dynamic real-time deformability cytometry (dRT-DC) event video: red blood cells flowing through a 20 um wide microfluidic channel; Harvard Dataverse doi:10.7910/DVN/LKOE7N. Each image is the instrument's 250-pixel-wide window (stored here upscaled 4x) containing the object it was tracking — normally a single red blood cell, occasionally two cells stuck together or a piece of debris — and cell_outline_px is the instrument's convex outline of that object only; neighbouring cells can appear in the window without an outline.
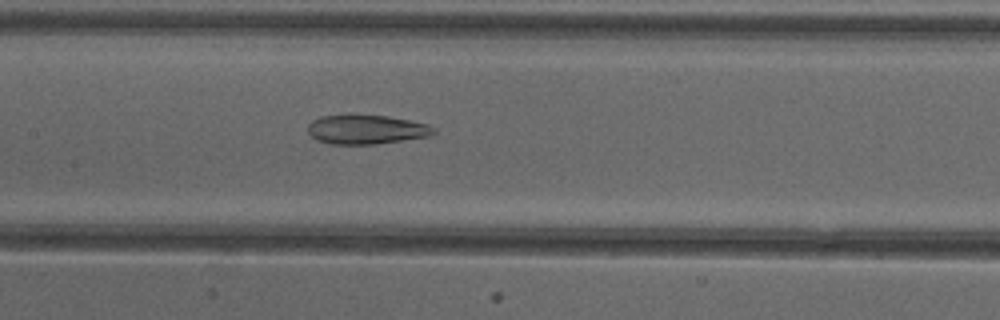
{"species": "common noctule bat (a hibernating species)", "species_latin": "Nyctalus noctula", "temperature_condition": "cold", "stored_images_in_passage": 51, "camera_frame_rate_fps": 3000, "um_per_image_px": 0.085, "animal": {"sex": "female"}, "frame": {"image": 1, "passage_image": 25, "time_ms": 8.0, "image_size_px": [1000, 320], "cell_outline_px": [[436, 132], [428, 136], [372, 144], [328, 144], [316, 140], [308, 132], [308, 124], [312, 120], [320, 116], [348, 112], [352, 112], [388, 116], [428, 124], [436, 128]], "centroid_in_image_um": [31.06, 10.96], "position_along_channel_um": 176.3, "area_um2": 22.08}}
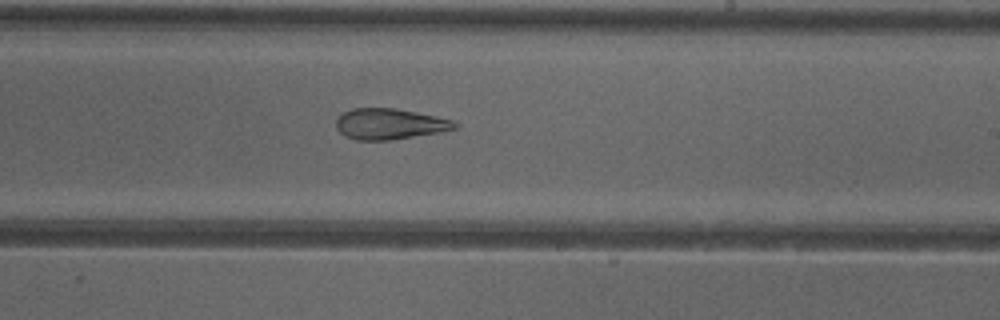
{"frame": {"image": 2, "passage_image": 31, "time_ms": 10.0, "image_size_px": [1000, 320], "cell_outline_px": [[460, 128], [440, 132], [388, 140], [356, 140], [344, 136], [336, 128], [336, 120], [344, 112], [352, 108], [396, 108], [436, 116], [452, 120], [460, 124]], "centroid_in_image_um": [33.14, 10.53], "position_along_channel_um": 255.9, "area_um2": 21.39}}
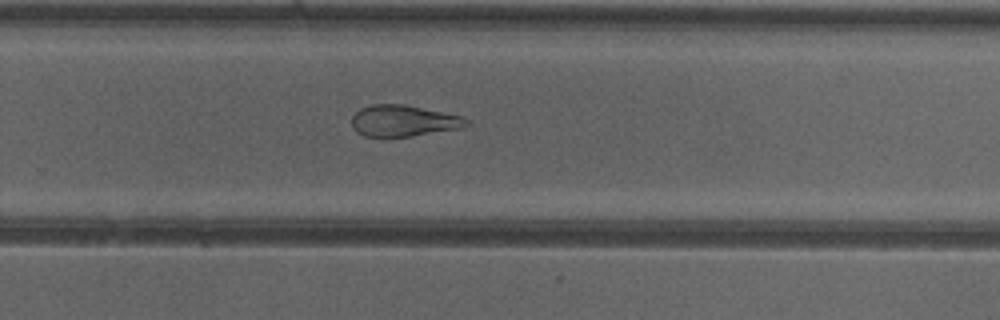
{"frame": {"image": 3, "passage_image": 34, "time_ms": 11.0, "image_size_px": [1000, 320], "cell_outline_px": [[472, 124], [456, 128], [412, 136], [364, 136], [356, 132], [352, 128], [352, 116], [360, 108], [372, 104], [404, 104], [464, 116], [472, 120]], "centroid_in_image_um": [34.31, 10.25], "position_along_channel_um": 295.5, "area_um2": 20.98}, "authors_computed_cell_mechanics": {"area_um2": 27.6862, "velocity_mm_per_s": 3.9965, "shape_relaxation_time_tau1_ms": null, "shape_relaxation_time_tau2_ms": 3.365, "deformation_change_tau1": null, "deformation_change_tau2": 0.1373}}